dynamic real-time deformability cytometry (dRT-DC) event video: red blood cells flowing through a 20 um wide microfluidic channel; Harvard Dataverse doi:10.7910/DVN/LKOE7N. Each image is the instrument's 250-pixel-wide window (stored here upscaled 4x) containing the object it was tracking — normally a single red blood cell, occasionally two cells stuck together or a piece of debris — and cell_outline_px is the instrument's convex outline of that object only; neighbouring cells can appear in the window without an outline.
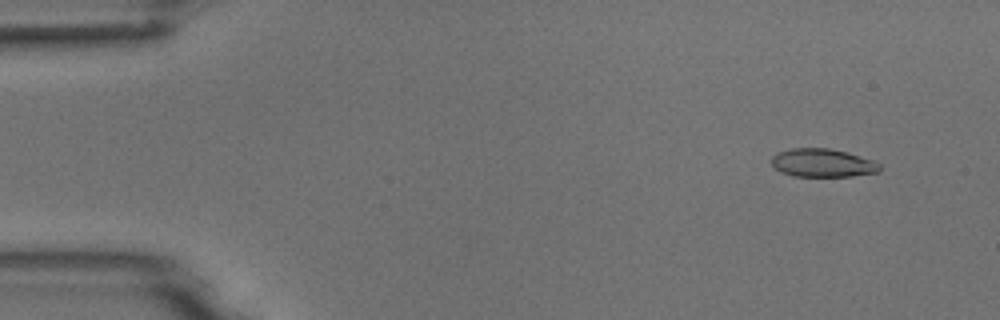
{"species": "common noctule bat (a hibernating species)", "species_latin": "Nyctalus noctula", "temperature_condition": "room temperature", "stored_images_in_passage": 4, "camera_frame_rate_fps": 3000, "um_per_image_px": 0.085, "animal": {"sex": "male", "body_mass_g": 18.8}, "frame": {"image": 1, "passage_image": 1, "time_ms": 0.0, "image_size_px": [1000, 320], "cell_outline_px": [[880, 172], [852, 176], [792, 176], [780, 172], [772, 164], [772, 156], [776, 152], [792, 148], [828, 148], [848, 152], [872, 160], [880, 164]], "centroid_in_image_um": [69.91, 13.84], "position_along_channel_um": 15.1, "area_um2": 17.92}}
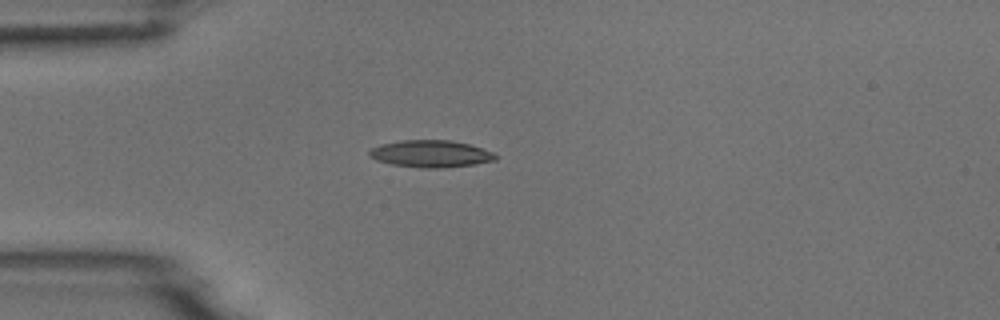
{"frame": {"image": 2, "passage_image": 4, "time_ms": 3.333, "image_size_px": [1000, 320], "cell_outline_px": [[496, 160], [476, 164], [444, 168], [420, 168], [392, 164], [376, 160], [368, 156], [368, 152], [372, 148], [380, 144], [400, 140], [448, 140], [468, 144], [492, 152], [496, 156]], "centroid_in_image_um": [36.57, 13.08], "position_along_channel_um": 48.4, "area_um2": 19.88}}